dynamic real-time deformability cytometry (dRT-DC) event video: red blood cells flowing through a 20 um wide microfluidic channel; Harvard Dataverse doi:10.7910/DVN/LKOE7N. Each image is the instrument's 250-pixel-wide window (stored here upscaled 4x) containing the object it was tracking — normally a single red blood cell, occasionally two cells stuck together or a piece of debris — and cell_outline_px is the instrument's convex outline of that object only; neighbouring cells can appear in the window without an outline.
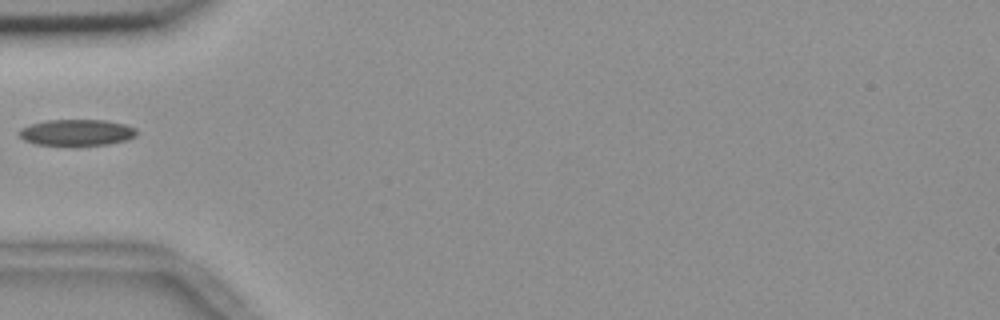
{"species": "common noctule bat (a hibernating species)", "species_latin": "Nyctalus noctula", "temperature_condition": "room temperature", "stored_images_in_passage": 4, "camera_frame_rate_fps": 3000, "um_per_image_px": 0.085, "animal": {"sex": "female", "body_mass_g": 18.4}, "frame": {"image": 1, "passage_image": 4, "time_ms": 1.0, "image_size_px": [1000, 320], "cell_outline_px": [[136, 136], [128, 140], [108, 144], [72, 148], [36, 144], [24, 140], [20, 136], [20, 128], [32, 124], [48, 120], [104, 120], [124, 124], [136, 128]], "centroid_in_image_um": [6.53, 11.31], "position_along_channel_um": 78.5, "area_um2": 18.61}}